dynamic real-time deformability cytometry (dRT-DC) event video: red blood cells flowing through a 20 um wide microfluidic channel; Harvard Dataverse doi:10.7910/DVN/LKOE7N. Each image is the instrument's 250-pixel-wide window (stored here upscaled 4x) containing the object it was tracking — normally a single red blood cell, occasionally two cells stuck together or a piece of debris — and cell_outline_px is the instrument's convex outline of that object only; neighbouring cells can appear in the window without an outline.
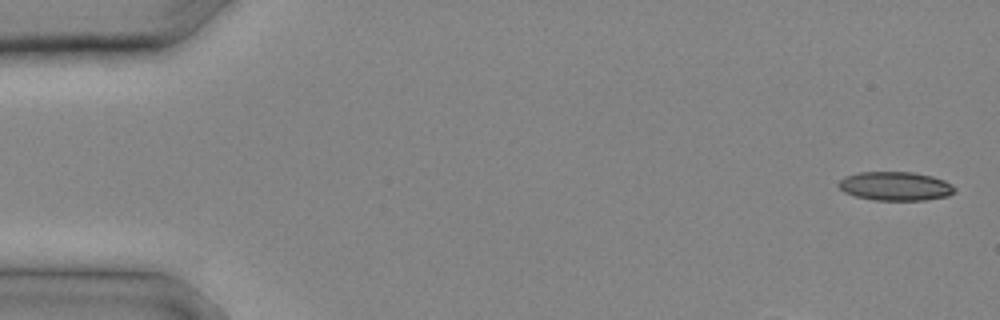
{"species": "common noctule bat (a hibernating species)", "species_latin": "Nyctalus noctula", "temperature_condition": "cold", "stored_images_in_passage": 25, "camera_frame_rate_fps": 3000, "um_per_image_px": 0.085, "animal": {"sex": "male", "body_mass_g": 20.4}, "frame": {"image": 1, "passage_image": 1, "time_ms": 0.0, "image_size_px": [1000, 320], "cell_outline_px": [[956, 192], [948, 196], [924, 200], [872, 200], [856, 196], [844, 192], [836, 184], [844, 176], [860, 172], [912, 172], [932, 176], [944, 180], [952, 184], [956, 188]], "centroid_in_image_um": [76.11, 15.82], "position_along_channel_um": 8.9, "area_um2": 19.65}}
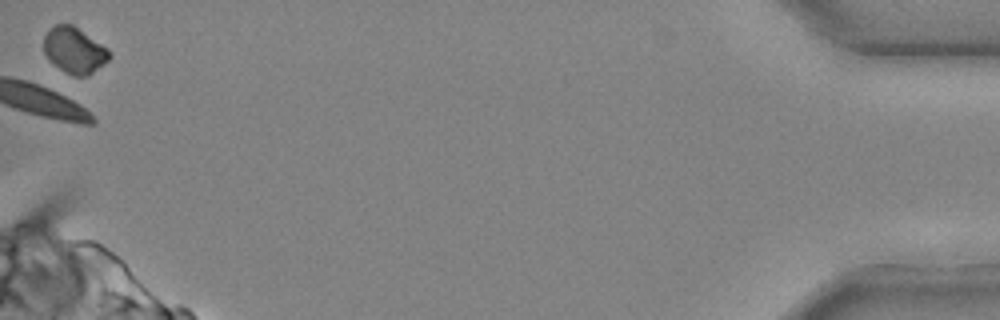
{"frame": {"image": 2, "passage_image": 25, "time_ms": 8.0, "image_size_px": [1000, 320], "cell_outline_px": [[112, 56], [104, 64], [88, 76], [72, 76], [64, 72], [48, 60], [44, 52], [44, 36], [48, 28], [52, 24], [72, 24], [108, 48]], "centroid_in_image_um": [6.31, 4.27], "position_along_channel_um": 428.9, "area_um2": 17.86}}